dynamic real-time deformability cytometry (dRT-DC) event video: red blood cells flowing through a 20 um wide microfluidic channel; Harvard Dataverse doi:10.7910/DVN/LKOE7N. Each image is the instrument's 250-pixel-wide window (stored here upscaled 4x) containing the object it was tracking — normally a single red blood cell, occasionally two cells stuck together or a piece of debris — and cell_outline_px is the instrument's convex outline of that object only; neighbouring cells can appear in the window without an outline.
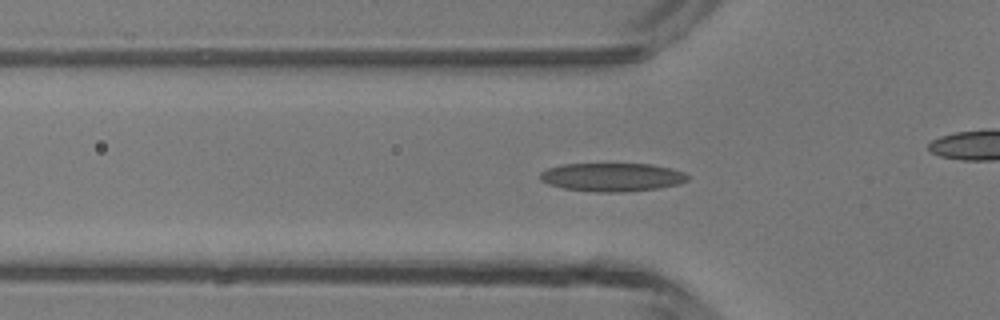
{"species": "common noctule bat (a hibernating species)", "species_latin": "Nyctalus noctula", "temperature_condition": "room temperature", "stored_images_in_passage": 30, "camera_frame_rate_fps": 3000, "um_per_image_px": 0.085, "animal": {"sex": "male", "body_mass_g": 13.3}, "frame": {"image": 1, "passage_image": 7, "time_ms": 2.0, "image_size_px": [1000, 320], "cell_outline_px": [[688, 180], [680, 184], [660, 188], [624, 192], [596, 192], [564, 188], [548, 184], [540, 180], [540, 172], [548, 168], [560, 164], [652, 164], [672, 168], [684, 172], [688, 176]], "centroid_in_image_um": [52.04, 15.05], "position_along_channel_um": 73.8, "area_um2": 24.62}}
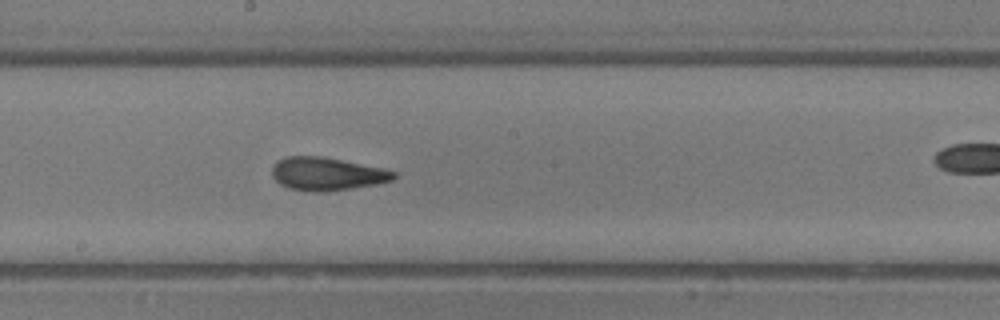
{"frame": {"image": 2, "passage_image": 17, "time_ms": 5.333, "image_size_px": [1000, 320], "cell_outline_px": [[396, 176], [392, 180], [376, 184], [320, 192], [316, 192], [288, 188], [280, 184], [272, 176], [272, 164], [276, 160], [284, 156], [320, 156], [384, 168], [396, 172]], "centroid_in_image_um": [27.74, 14.76], "position_along_channel_um": 220.5, "area_um2": 23.35}}
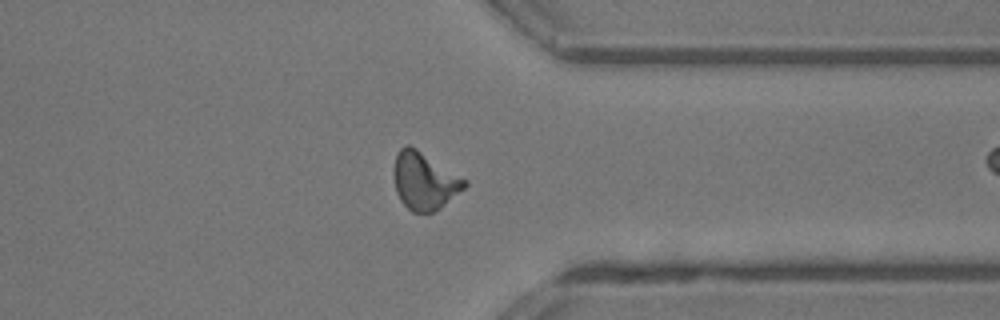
{"frame": {"image": 3, "passage_image": 28, "time_ms": 9.0, "image_size_px": [1000, 320], "cell_outline_px": [[468, 184], [464, 188], [440, 208], [432, 212], [412, 212], [400, 200], [396, 192], [392, 172], [392, 168], [396, 152], [400, 148], [408, 144], [416, 148], [468, 180]], "centroid_in_image_um": [36.04, 15.36], "position_along_channel_um": 375.4, "area_um2": 23.81}}